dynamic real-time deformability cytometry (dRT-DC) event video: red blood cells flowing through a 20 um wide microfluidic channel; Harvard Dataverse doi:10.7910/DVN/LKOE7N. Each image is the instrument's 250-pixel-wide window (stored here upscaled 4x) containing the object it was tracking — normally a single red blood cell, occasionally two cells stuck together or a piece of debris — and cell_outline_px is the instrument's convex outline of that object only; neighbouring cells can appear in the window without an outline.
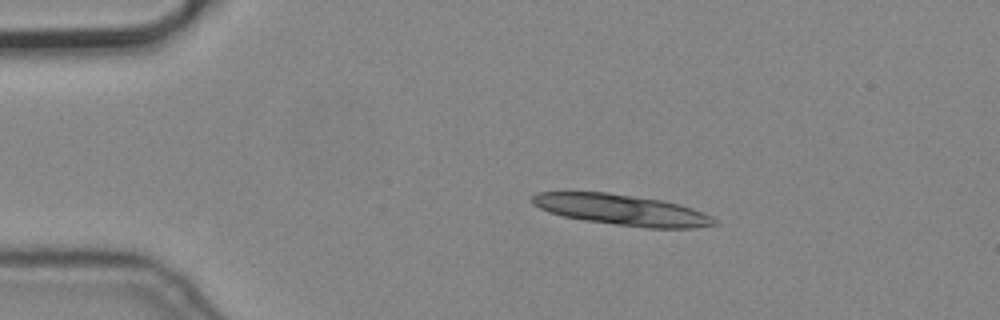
{"species": "common noctule bat (a hibernating species)", "species_latin": "Nyctalus noctula", "temperature_condition": "cold", "stored_images_in_passage": 9, "segment_of_instrument_passage": [1, 2], "camera_frame_rate_fps": 3000, "um_per_image_px": 0.085, "animal": {"sex": "male", "body_mass_g": 19.2, "forearm_length_mm": 51.8}, "frame": {"image": 1, "passage_image": 2, "time_ms": 0.333, "image_size_px": [1000, 320], "cell_outline_px": [[720, 224], [692, 228], [648, 228], [584, 220], [564, 216], [548, 212], [532, 204], [532, 196], [536, 192], [608, 192], [660, 200], [680, 204], [692, 208], [712, 216]], "centroid_in_image_um": [52.87, 17.84], "position_along_channel_um": 32.1, "area_um2": 32.54}}